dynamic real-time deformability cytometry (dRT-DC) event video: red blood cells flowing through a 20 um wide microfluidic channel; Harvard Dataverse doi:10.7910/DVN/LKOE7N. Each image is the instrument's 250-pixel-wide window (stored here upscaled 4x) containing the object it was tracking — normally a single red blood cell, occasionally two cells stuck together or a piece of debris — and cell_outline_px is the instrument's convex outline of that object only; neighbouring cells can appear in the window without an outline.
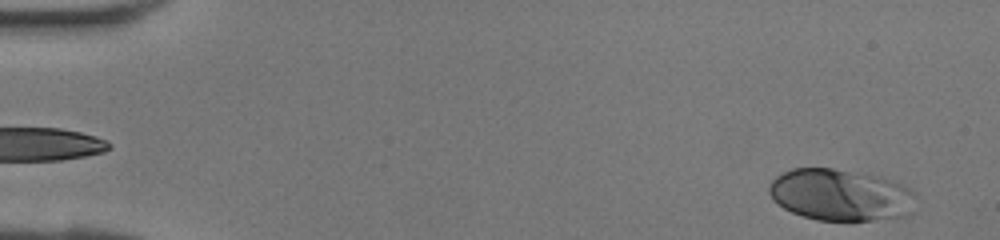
{"species": "human", "species_latin": "Homo sapiens", "temperature_condition": "room temperature", "stored_images_in_passage": 40, "camera_frame_rate_fps": 3000, "um_per_image_px": 0.085, "donor": {"sex": "female"}, "frame": {"image": 1, "passage_image": 1, "time_ms": 0.0, "image_size_px": [1000, 240], "cell_outline_px": [[912, 212], [904, 216], [872, 220], [816, 220], [792, 212], [784, 208], [772, 200], [768, 192], [768, 184], [776, 176], [792, 168], [832, 168], [880, 176], [900, 184], [908, 188], [912, 192]], "centroid_in_image_um": [71.37, 16.56], "position_along_channel_um": 13.6, "area_um2": 43.99}}
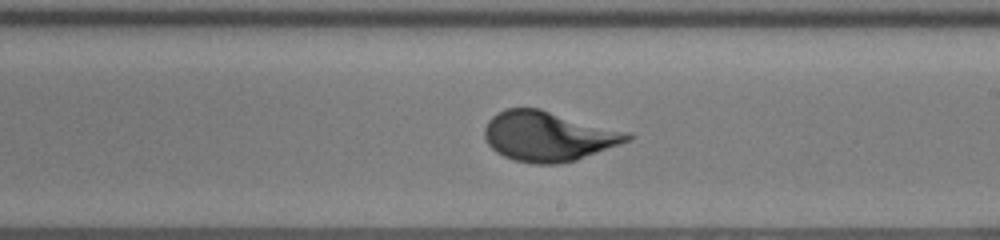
{"frame": {"image": 2, "passage_image": 23, "time_ms": 7.333, "image_size_px": [1000, 240], "cell_outline_px": [[636, 136], [632, 140], [576, 160], [556, 164], [532, 164], [516, 160], [504, 156], [496, 152], [488, 144], [484, 136], [484, 128], [488, 120], [496, 112], [504, 108], [540, 108], [632, 132]], "centroid_in_image_um": [46.64, 11.56], "position_along_channel_um": 242.4, "area_um2": 42.08}}
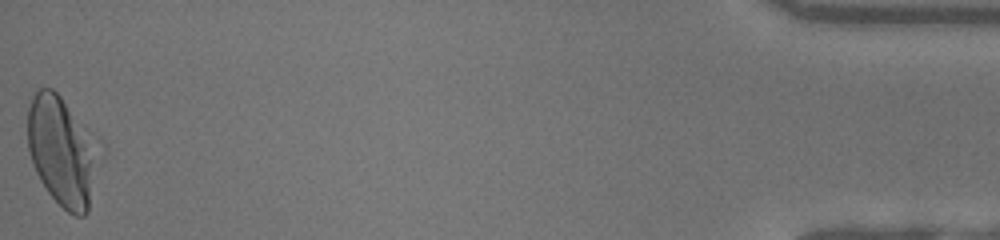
{"frame": {"image": 3, "passage_image": 40, "time_ms": 13.0, "image_size_px": [1000, 240], "cell_outline_px": [[108, 152], [88, 212], [84, 216], [76, 216], [68, 212], [48, 192], [40, 180], [32, 164], [28, 148], [28, 108], [32, 96], [36, 88], [52, 88], [100, 136]], "centroid_in_image_um": [5.47, 12.86], "position_along_channel_um": 429.7, "area_um2": 48.78}}